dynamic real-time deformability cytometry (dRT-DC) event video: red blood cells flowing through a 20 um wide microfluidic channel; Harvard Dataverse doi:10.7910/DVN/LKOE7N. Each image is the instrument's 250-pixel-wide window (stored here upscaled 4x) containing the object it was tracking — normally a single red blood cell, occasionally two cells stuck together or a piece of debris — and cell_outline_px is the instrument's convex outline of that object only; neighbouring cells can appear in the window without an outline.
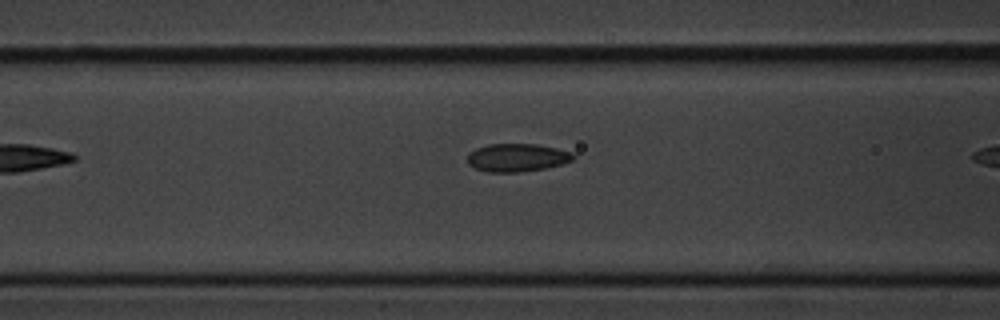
{"species": "common noctule bat (a hibernating species)", "species_latin": "Nyctalus noctula", "temperature_condition": "cold", "stored_images_in_passage": 9, "camera_frame_rate_fps": 3000, "um_per_image_px": 0.085, "animal": {"sex": "male", "body_mass_g": 20.1, "forearm_length_mm": 53.5}, "frame": {"image": 1, "passage_image": 8, "time_ms": 2.333, "image_size_px": [1000, 320], "cell_outline_px": [[576, 156], [572, 160], [564, 164], [544, 168], [516, 172], [488, 172], [476, 168], [468, 164], [468, 152], [476, 148], [488, 144], [536, 144], [556, 148], [572, 152]], "centroid_in_image_um": [43.95, 13.39], "position_along_channel_um": 122.6, "area_um2": 17.28}}